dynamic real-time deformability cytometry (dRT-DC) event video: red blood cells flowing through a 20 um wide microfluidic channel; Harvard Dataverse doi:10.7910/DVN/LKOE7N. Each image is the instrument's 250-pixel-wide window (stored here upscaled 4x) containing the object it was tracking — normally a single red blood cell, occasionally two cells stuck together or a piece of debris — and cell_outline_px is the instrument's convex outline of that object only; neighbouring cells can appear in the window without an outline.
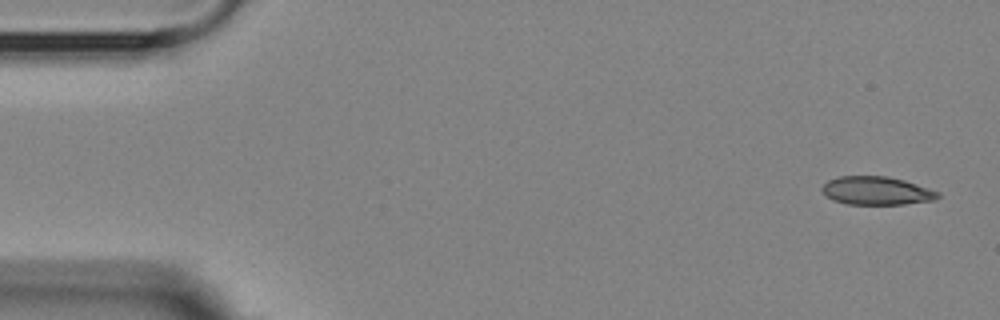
{"species": "Egyptian fruit bat (a non-hibernating species)", "species_latin": "Rousettus aegyptiacus", "temperature_condition": "room temperature", "stored_images_in_passage": 4, "camera_frame_rate_fps": 3000, "um_per_image_px": 0.085, "animal": {"sex": "female"}, "frame": {"image": 1, "passage_image": 1, "time_ms": 0.0, "image_size_px": [1000, 320], "cell_outline_px": [[940, 196], [932, 200], [904, 204], [848, 204], [832, 200], [820, 188], [828, 180], [840, 176], [888, 176], [904, 180], [940, 192]], "centroid_in_image_um": [74.5, 16.21], "position_along_channel_um": 10.5, "area_um2": 18.96}}
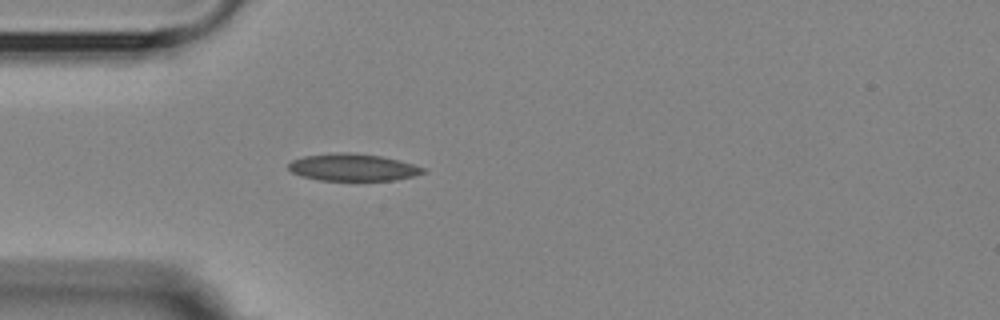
{"frame": {"image": 2, "passage_image": 4, "time_ms": 4.333, "image_size_px": [1000, 320], "cell_outline_px": [[428, 172], [396, 180], [320, 180], [300, 176], [292, 172], [288, 168], [288, 164], [292, 160], [304, 156], [336, 152], [348, 152], [380, 156], [428, 168]], "centroid_in_image_um": [30.0, 14.22], "position_along_channel_um": 55.0, "area_um2": 21.27}}